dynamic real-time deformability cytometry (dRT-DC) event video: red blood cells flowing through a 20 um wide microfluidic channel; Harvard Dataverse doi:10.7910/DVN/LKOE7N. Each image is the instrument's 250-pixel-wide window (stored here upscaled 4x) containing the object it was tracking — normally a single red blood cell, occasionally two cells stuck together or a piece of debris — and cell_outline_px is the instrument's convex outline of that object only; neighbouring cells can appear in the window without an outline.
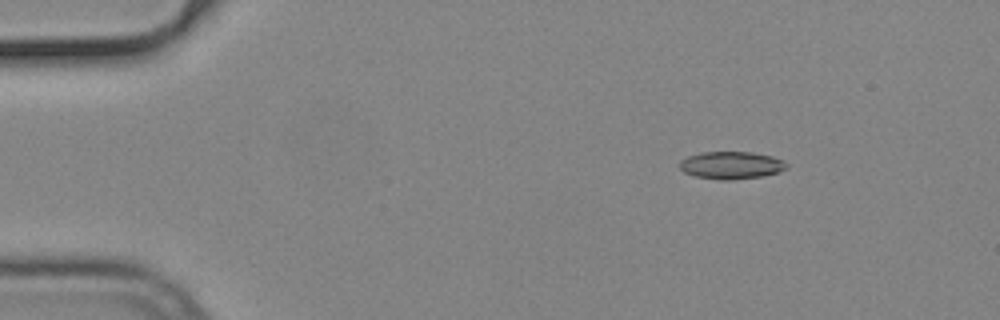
{"species": "common noctule bat (a hibernating species)", "species_latin": "Nyctalus noctula", "temperature_condition": "cold", "stored_images_in_passage": 55, "camera_frame_rate_fps": 3000, "um_per_image_px": 0.085, "animal": {"sex": "male", "body_mass_g": 19.2, "forearm_length_mm": 51.8}, "frame": {"image": 1, "passage_image": 8, "time_ms": 2.333, "image_size_px": [1000, 320], "cell_outline_px": [[788, 168], [780, 172], [764, 176], [732, 180], [720, 180], [696, 176], [684, 172], [680, 168], [680, 160], [688, 156], [704, 152], [752, 152], [772, 156], [784, 160], [788, 164]], "centroid_in_image_um": [62.21, 14.05], "position_along_channel_um": 22.8, "area_um2": 17.28}}
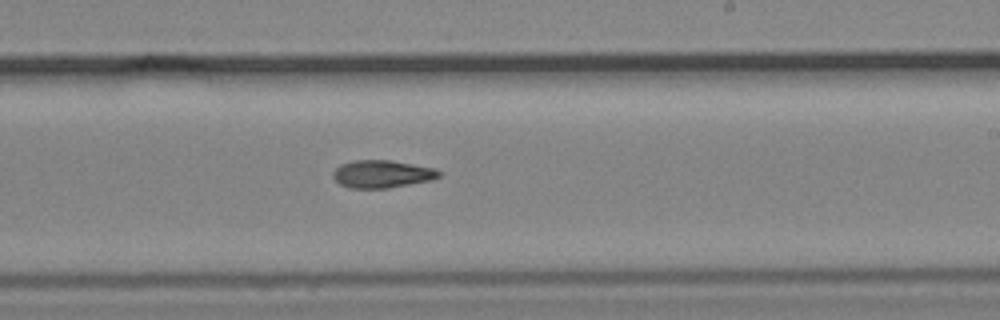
{"frame": {"image": 2, "passage_image": 33, "time_ms": 10.667, "image_size_px": [1000, 320], "cell_outline_px": [[440, 176], [432, 180], [388, 188], [348, 188], [340, 184], [332, 176], [332, 172], [340, 164], [352, 160], [392, 160], [436, 168], [440, 172]], "centroid_in_image_um": [32.47, 14.78], "position_along_channel_um": 256.5, "area_um2": 17.22}}
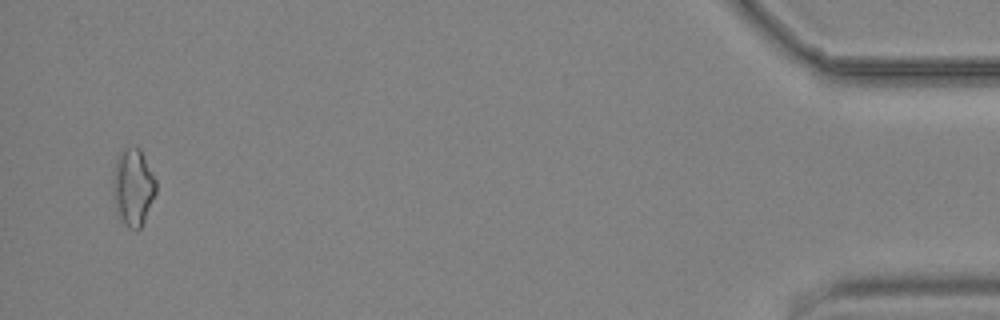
{"frame": {"image": 3, "passage_image": 53, "time_ms": 17.333, "image_size_px": [1000, 320], "cell_outline_px": [[156, 192], [144, 220], [140, 228], [136, 232], [128, 228], [124, 224], [120, 216], [112, 192], [112, 180], [116, 160], [120, 152], [124, 148], [136, 144], [140, 148], [156, 180]], "centroid_in_image_um": [11.31, 15.87], "position_along_channel_um": 423.9, "area_um2": 19.36}}